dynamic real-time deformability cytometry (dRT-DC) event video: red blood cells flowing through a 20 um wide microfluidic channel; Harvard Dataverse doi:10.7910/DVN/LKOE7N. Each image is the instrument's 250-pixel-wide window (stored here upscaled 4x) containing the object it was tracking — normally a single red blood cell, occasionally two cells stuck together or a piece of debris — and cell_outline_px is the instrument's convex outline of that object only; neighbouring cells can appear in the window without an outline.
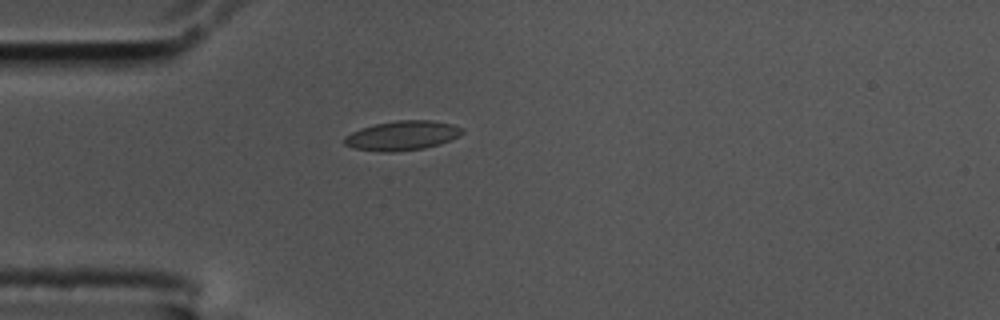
{"species": "common noctule bat (a hibernating species)", "species_latin": "Nyctalus noctula", "temperature_condition": "cold", "stored_images_in_passage": 7, "camera_frame_rate_fps": 3000, "um_per_image_px": 0.085, "animal": {"sex": "male", "body_mass_g": 17.5, "forearm_length_mm": 52.3}, "frame": {"image": 1, "passage_image": 1, "time_ms": 0.0, "image_size_px": [1000, 320], "cell_outline_px": [[464, 132], [460, 136], [440, 144], [424, 148], [392, 152], [380, 152], [352, 148], [344, 144], [344, 136], [360, 128], [376, 124], [396, 120], [432, 120], [452, 124], [464, 128]], "centroid_in_image_um": [34.2, 11.52], "position_along_channel_um": 50.8, "area_um2": 20.4}}